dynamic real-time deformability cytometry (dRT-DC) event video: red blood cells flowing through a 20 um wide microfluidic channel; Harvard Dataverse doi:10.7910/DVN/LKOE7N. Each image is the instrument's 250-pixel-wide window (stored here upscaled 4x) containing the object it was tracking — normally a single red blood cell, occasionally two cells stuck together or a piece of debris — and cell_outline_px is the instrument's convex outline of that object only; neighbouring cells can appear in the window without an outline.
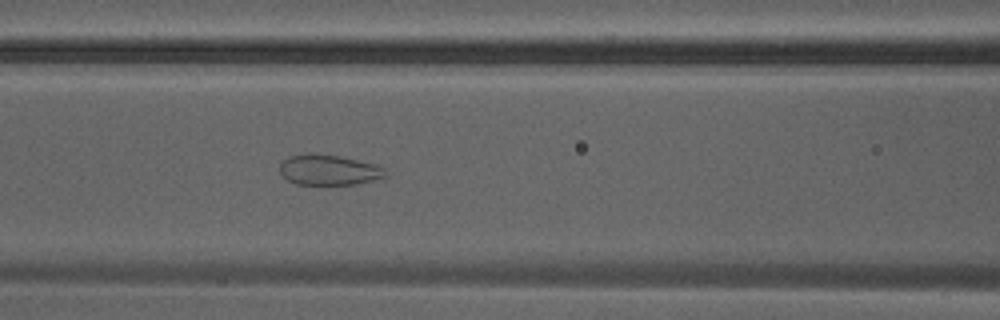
{"species": "Egyptian fruit bat (a non-hibernating species)", "species_latin": "Rousettus aegyptiacus", "temperature_condition": "warm", "stored_images_in_passage": 42, "camera_frame_rate_fps": 3000, "um_per_image_px": 0.085, "animal": {"sex": "male"}, "frame": {"image": 1, "passage_image": 19, "time_ms": 6.0, "image_size_px": [1000, 320], "cell_outline_px": [[388, 176], [356, 184], [296, 184], [288, 180], [280, 172], [280, 160], [288, 156], [308, 152], [336, 156], [376, 164], [384, 168], [388, 172]], "centroid_in_image_um": [27.92, 14.43], "position_along_channel_um": 138.7, "area_um2": 18.79}}